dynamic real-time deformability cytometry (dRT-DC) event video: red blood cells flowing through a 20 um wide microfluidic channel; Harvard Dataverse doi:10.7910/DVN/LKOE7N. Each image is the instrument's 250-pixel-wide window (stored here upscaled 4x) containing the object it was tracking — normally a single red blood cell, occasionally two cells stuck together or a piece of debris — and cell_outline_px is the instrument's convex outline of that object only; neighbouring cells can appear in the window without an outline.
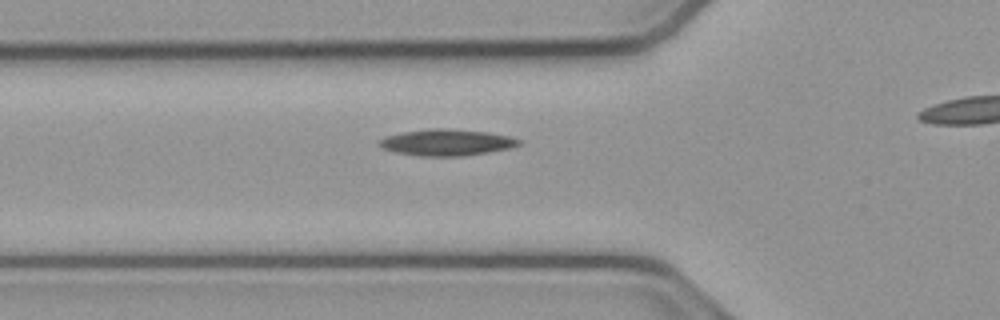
{"species": "common noctule bat (a hibernating species)", "species_latin": "Nyctalus noctula", "temperature_condition": "cold", "stored_images_in_passage": 27, "camera_frame_rate_fps": 3000, "um_per_image_px": 0.085, "animal": {"sex": "male", "body_mass_g": 23.1, "forearm_length_mm": 52.7}, "frame": {"image": 1, "passage_image": 2, "time_ms": 0.333, "image_size_px": [1000, 320], "cell_outline_px": [[524, 140], [520, 144], [508, 148], [488, 152], [464, 156], [420, 156], [396, 152], [384, 148], [380, 144], [380, 140], [384, 136], [400, 132], [436, 128], [448, 128], [488, 132], [508, 136]], "centroid_in_image_um": [37.99, 12.1], "position_along_channel_um": 87.8, "area_um2": 21.39}}
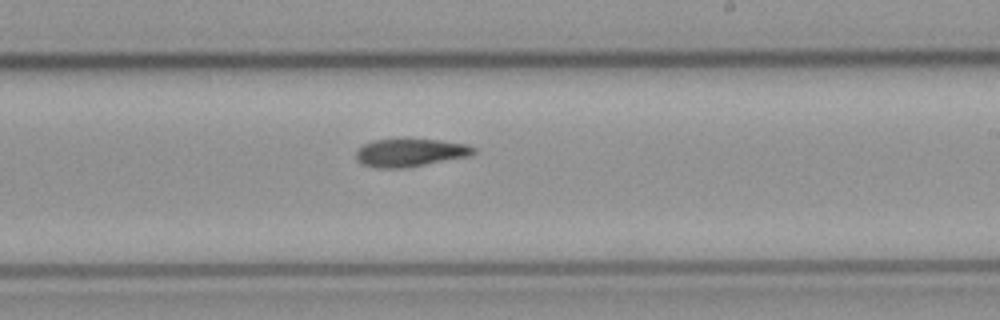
{"frame": {"image": 2, "passage_image": 15, "time_ms": 4.667, "image_size_px": [1000, 320], "cell_outline_px": [[476, 152], [468, 156], [404, 168], [376, 168], [364, 164], [356, 160], [356, 152], [364, 144], [372, 140], [440, 140], [468, 144], [476, 148]], "centroid_in_image_um": [34.87, 12.98], "position_along_channel_um": 254.1, "area_um2": 18.84}}
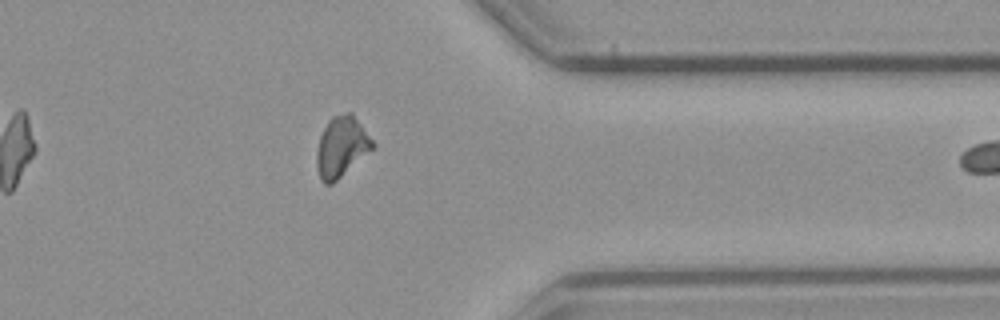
{"frame": {"image": 3, "passage_image": 26, "time_ms": 8.333, "image_size_px": [1000, 320], "cell_outline_px": [[376, 148], [332, 184], [324, 184], [320, 180], [316, 164], [316, 152], [320, 136], [328, 120], [332, 116], [344, 112], [352, 112], [376, 144]], "centroid_in_image_um": [29.05, 12.48], "position_along_channel_um": 382.4, "area_um2": 20.11}}